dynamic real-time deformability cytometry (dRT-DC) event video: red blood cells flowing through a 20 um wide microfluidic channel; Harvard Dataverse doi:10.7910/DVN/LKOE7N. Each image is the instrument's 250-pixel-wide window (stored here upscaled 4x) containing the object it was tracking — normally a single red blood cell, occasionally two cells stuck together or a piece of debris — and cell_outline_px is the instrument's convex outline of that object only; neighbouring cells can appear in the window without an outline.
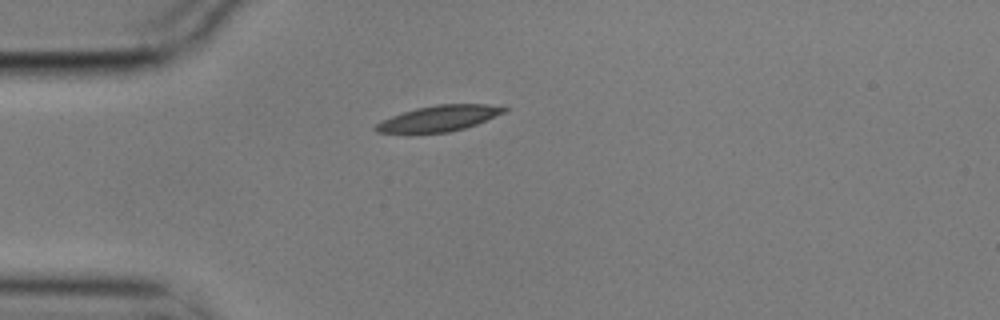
{"species": "common noctule bat (a hibernating species)", "species_latin": "Nyctalus noctula", "temperature_condition": "cold", "stored_images_in_passage": 1, "camera_frame_rate_fps": 3000, "um_per_image_px": 0.085, "animal": {"sex": "male", "body_mass_g": 17.9}, "frame": {"image": 1, "passage_image": 1, "time_ms": 0.0, "image_size_px": [1000, 320], "cell_outline_px": [[508, 108], [504, 112], [476, 124], [464, 128], [448, 132], [412, 136], [404, 136], [376, 132], [372, 128], [380, 120], [416, 108], [436, 104], [488, 104]], "centroid_in_image_um": [37.15, 10.12], "position_along_channel_um": 47.9, "area_um2": 20.06}}